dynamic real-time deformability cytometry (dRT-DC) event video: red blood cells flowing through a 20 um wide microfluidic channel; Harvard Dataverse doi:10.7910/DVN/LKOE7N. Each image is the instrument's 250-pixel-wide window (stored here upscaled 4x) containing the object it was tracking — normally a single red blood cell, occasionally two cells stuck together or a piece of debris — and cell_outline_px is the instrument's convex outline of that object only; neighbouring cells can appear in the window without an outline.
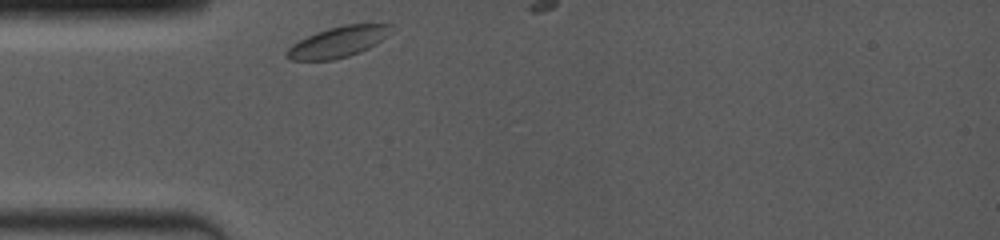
{"species": "common noctule bat (a hibernating species)", "species_latin": "Nyctalus noctula", "temperature_condition": "room temperature", "stored_images_in_passage": 5, "camera_frame_rate_fps": 4000, "um_per_image_px": 0.085, "animal": {"sex": "female", "body_mass_g": 19.0, "forearm_length_mm": 53.3}, "frame": {"image": 1, "passage_image": 1, "time_ms": 0.0, "image_size_px": [1000, 240], "cell_outline_px": [[392, 32], [376, 44], [360, 52], [348, 56], [332, 60], [288, 60], [284, 56], [284, 52], [292, 44], [316, 32], [328, 28], [344, 24], [392, 24]], "centroid_in_image_um": [28.72, 3.57], "position_along_channel_um": 56.3, "area_um2": 18.79}}
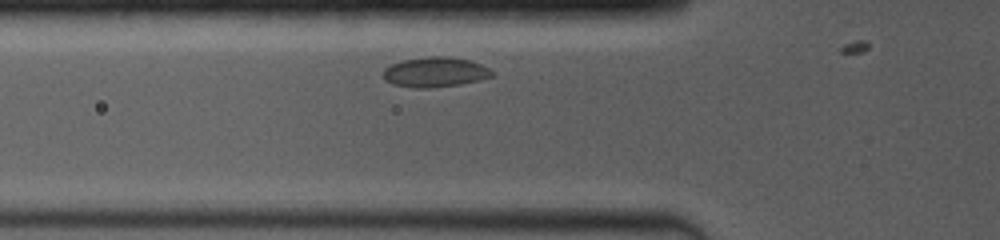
{"frame": {"image": 2, "passage_image": 4, "time_ms": 1.0, "image_size_px": [1000, 240], "cell_outline_px": [[492, 76], [480, 80], [460, 84], [428, 88], [412, 88], [392, 84], [384, 76], [384, 68], [392, 64], [404, 60], [428, 56], [448, 56], [468, 60], [480, 64], [488, 68], [492, 72]], "centroid_in_image_um": [36.98, 6.13], "position_along_channel_um": 88.8, "area_um2": 18.79}}